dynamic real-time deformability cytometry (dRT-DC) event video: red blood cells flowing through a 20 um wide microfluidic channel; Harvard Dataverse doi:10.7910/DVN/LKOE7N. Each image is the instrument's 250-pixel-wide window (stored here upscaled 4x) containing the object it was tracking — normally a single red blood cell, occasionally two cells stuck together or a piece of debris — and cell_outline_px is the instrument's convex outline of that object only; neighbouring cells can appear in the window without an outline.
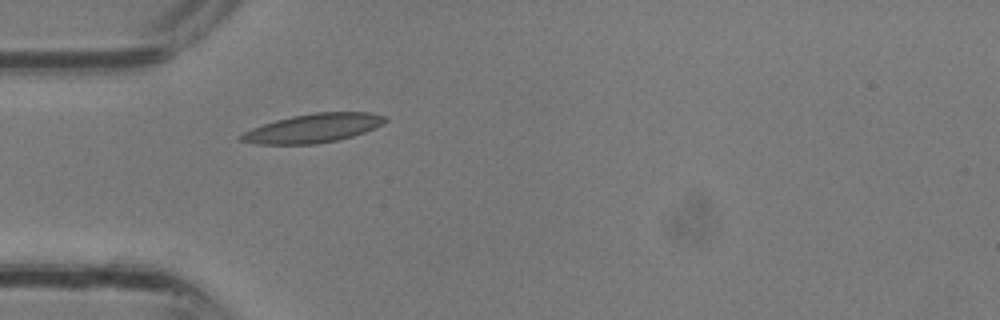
{"species": "common noctule bat (a hibernating species)", "species_latin": "Nyctalus noctula", "temperature_condition": "room temperature", "stored_images_in_passage": 23, "camera_frame_rate_fps": 3000, "um_per_image_px": 0.085, "animal": {"sex": "male", "body_mass_g": 13.3}, "frame": {"image": 1, "passage_image": 1, "time_ms": 0.0, "image_size_px": [1000, 320], "cell_outline_px": [[388, 120], [384, 124], [364, 132], [352, 136], [336, 140], [316, 144], [260, 144], [240, 140], [236, 136], [252, 128], [276, 120], [292, 116], [316, 112], [372, 112], [388, 116]], "centroid_in_image_um": [26.66, 10.88], "position_along_channel_um": 58.3, "area_um2": 24.22}}
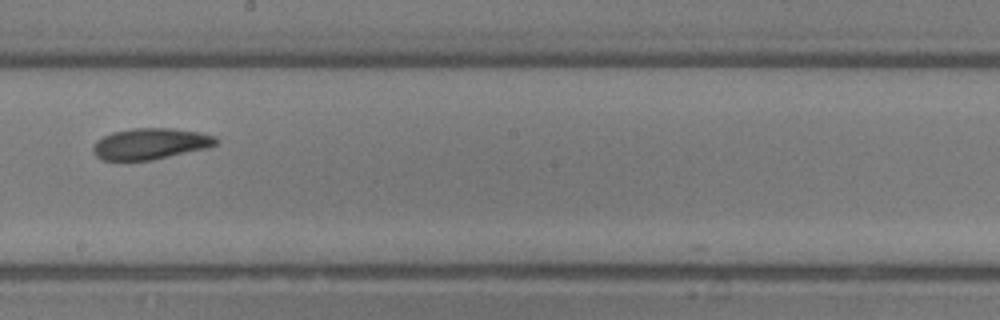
{"frame": {"image": 2, "passage_image": 10, "time_ms": 3.0, "image_size_px": [1000, 320], "cell_outline_px": [[220, 140], [216, 144], [208, 148], [152, 160], [100, 160], [92, 152], [92, 144], [96, 140], [112, 132], [132, 128], [172, 128], [200, 132], [216, 136]], "centroid_in_image_um": [12.78, 12.22], "position_along_channel_um": 235.4, "area_um2": 22.6}}
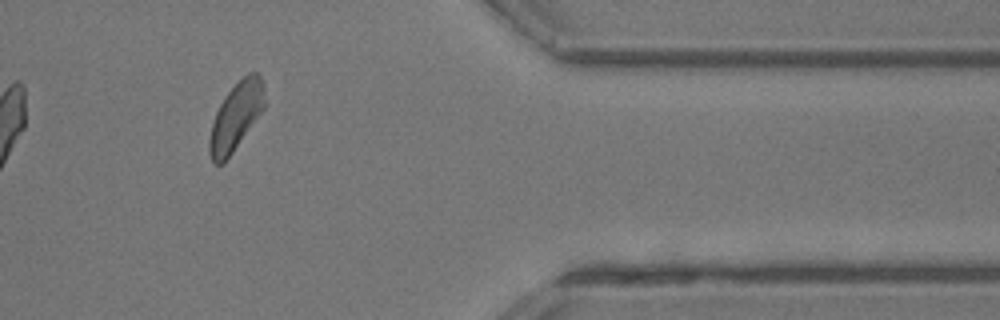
{"frame": {"image": 3, "passage_image": 19, "time_ms": 6.0, "image_size_px": [1000, 320], "cell_outline_px": [[264, 108], [224, 164], [216, 164], [212, 160], [208, 148], [208, 140], [212, 124], [216, 112], [224, 96], [248, 72], [256, 72], [260, 76], [264, 84]], "centroid_in_image_um": [20.04, 9.91], "position_along_channel_um": 391.4, "area_um2": 21.5}}